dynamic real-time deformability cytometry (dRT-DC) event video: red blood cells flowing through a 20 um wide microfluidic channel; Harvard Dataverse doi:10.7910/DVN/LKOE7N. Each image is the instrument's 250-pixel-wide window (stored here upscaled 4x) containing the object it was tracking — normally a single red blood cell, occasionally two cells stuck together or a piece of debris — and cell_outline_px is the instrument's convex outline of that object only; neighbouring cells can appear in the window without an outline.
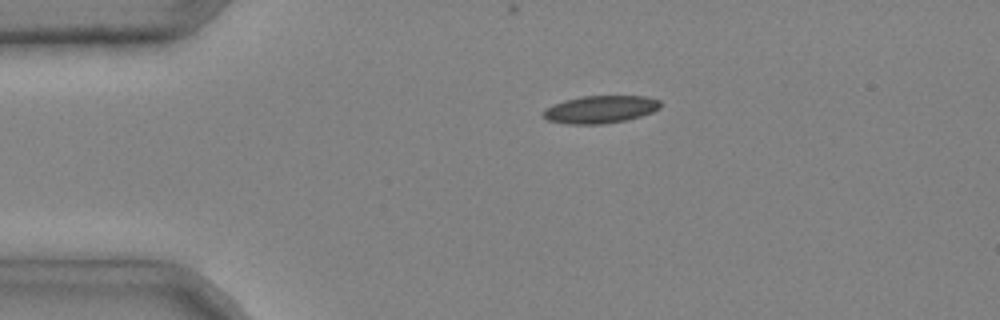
{"species": "common noctule bat (a hibernating species)", "species_latin": "Nyctalus noctula", "temperature_condition": "cold", "stored_images_in_passage": 3, "camera_frame_rate_fps": 3000, "um_per_image_px": 0.085, "animal": {"sex": "male", "body_mass_g": 20.4}, "frame": {"image": 1, "passage_image": 2, "time_ms": 0.333, "image_size_px": [1000, 320], "cell_outline_px": [[660, 108], [652, 112], [640, 116], [624, 120], [600, 124], [568, 124], [548, 120], [540, 112], [544, 108], [552, 104], [564, 100], [584, 96], [644, 96], [660, 100]], "centroid_in_image_um": [50.99, 9.29], "position_along_channel_um": 34.0, "area_um2": 18.79}}